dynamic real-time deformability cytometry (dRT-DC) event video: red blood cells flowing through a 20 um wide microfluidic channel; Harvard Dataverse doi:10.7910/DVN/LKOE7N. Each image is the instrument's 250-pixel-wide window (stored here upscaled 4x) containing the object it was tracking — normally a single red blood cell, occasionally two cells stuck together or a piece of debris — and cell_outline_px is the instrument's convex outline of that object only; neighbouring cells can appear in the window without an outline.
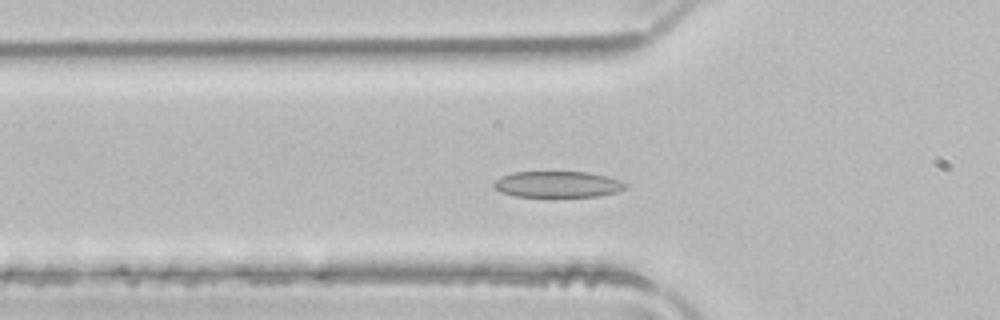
{"species": "common noctule bat (a hibernating species)", "species_latin": "Nyctalus noctula", "temperature_condition": "room temperature", "stored_images_in_passage": 48, "camera_frame_rate_fps": 3000, "um_per_image_px": 0.085, "animal": {"sex": "male", "body_mass_g": 21.5, "forearm_length_mm": 52.0}, "frame": {"image": 1, "passage_image": 13, "time_ms": 4.0, "image_size_px": [1000, 320], "cell_outline_px": [[628, 188], [616, 192], [596, 196], [556, 200], [552, 200], [516, 196], [500, 192], [492, 188], [492, 184], [500, 176], [512, 172], [588, 172], [608, 176], [628, 184]], "centroid_in_image_um": [47.37, 15.72], "position_along_channel_um": 78.4, "area_um2": 21.33}}
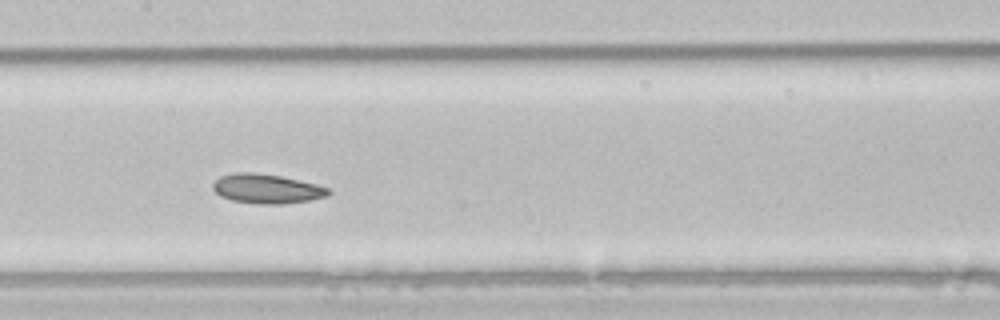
{"frame": {"image": 2, "passage_image": 21, "time_ms": 6.667, "image_size_px": [1000, 320], "cell_outline_px": [[332, 192], [328, 196], [308, 200], [284, 204], [256, 204], [232, 200], [220, 196], [212, 188], [212, 184], [220, 176], [236, 172], [256, 172], [280, 176], [316, 184], [328, 188]], "centroid_in_image_um": [22.66, 16.04], "position_along_channel_um": 184.7, "area_um2": 19.83}}
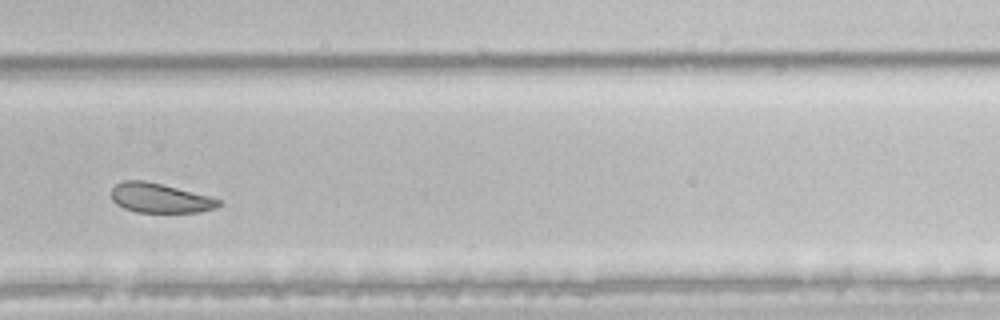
{"frame": {"image": 3, "passage_image": 31, "time_ms": 10.0, "image_size_px": [1000, 320], "cell_outline_px": [[220, 204], [216, 208], [200, 212], [136, 212], [124, 208], [116, 204], [112, 200], [112, 188], [116, 184], [124, 180], [144, 180], [208, 196], [220, 200]], "centroid_in_image_um": [13.56, 16.84], "position_along_channel_um": 316.2, "area_um2": 18.21}, "authors_computed_cell_mechanics": {"area_um2": 21.7039, "velocity_mm_per_s": 3.9609, "shape_relaxation_time_tau1_ms": 2.1298, "shape_relaxation_time_tau2_ms": 4.9361, "deformation_change_tau1": 0.0883, "deformation_change_tau2": 0.1082}}